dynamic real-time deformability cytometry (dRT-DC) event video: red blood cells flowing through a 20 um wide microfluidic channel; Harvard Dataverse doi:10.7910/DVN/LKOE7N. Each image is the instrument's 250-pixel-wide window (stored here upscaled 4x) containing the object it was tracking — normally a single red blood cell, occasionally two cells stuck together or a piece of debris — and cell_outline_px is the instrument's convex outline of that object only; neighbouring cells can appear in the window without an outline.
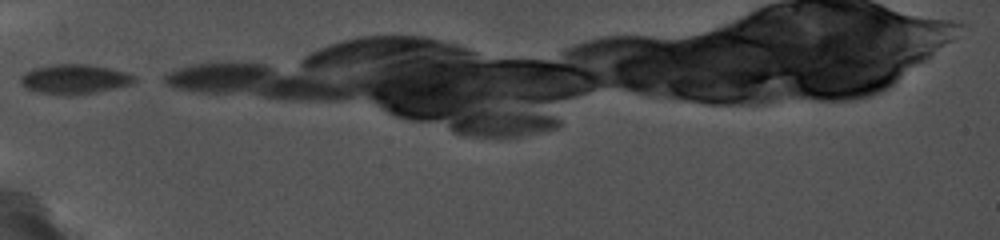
{"species": "common noctule bat (a hibernating species)", "species_latin": "Nyctalus noctula", "temperature_condition": "cold", "stored_images_in_passage": 7, "camera_frame_rate_fps": 5000, "um_per_image_px": 0.085, "animal": {"sex": "female", "body_mass_g": 19.0, "forearm_length_mm": 56.7}, "frame": {"image": 1, "passage_image": 1, "time_ms": 0.0, "image_size_px": [1000, 240], "cell_outline_px": [[136, 80], [128, 84], [92, 92], [40, 92], [28, 88], [20, 80], [20, 76], [24, 72], [32, 68], [56, 64], [88, 64], [108, 68], [124, 72], [132, 76]], "centroid_in_image_um": [6.28, 6.66], "position_along_channel_um": 78.7, "area_um2": 18.26}}